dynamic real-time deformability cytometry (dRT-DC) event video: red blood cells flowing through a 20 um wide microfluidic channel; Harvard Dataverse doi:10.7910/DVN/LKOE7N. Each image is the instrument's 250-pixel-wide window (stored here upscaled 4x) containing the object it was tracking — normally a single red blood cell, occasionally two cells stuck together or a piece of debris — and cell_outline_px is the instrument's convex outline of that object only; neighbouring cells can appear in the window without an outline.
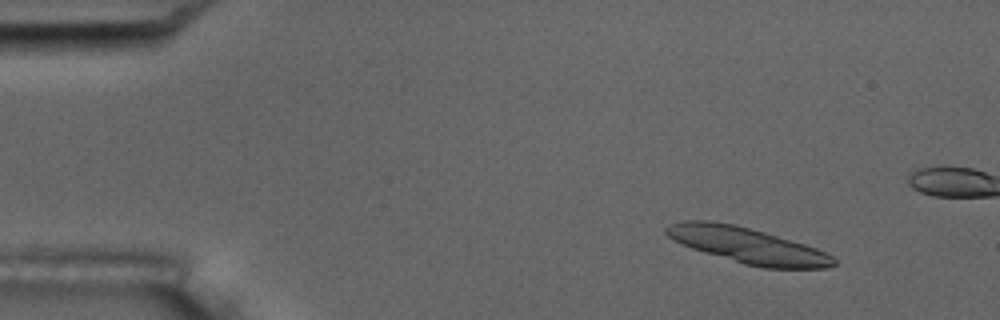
{"species": "common noctule bat (a hibernating species)", "species_latin": "Nyctalus noctula", "temperature_condition": "room temperature", "stored_images_in_passage": 6, "camera_frame_rate_fps": 3000, "um_per_image_px": 0.085, "animal": {"sex": "male", "body_mass_g": 17.5, "forearm_length_mm": 52.3}, "frame": {"image": 1, "passage_image": 2, "time_ms": 2.0, "image_size_px": [1000, 320], "cell_outline_px": [[836, 264], [824, 268], [764, 268], [744, 264], [692, 248], [668, 236], [664, 232], [664, 228], [668, 224], [684, 220], [708, 220], [732, 224], [764, 232], [804, 244], [816, 248], [832, 256], [836, 260]], "centroid_in_image_um": [63.52, 20.85], "position_along_channel_um": 21.5, "area_um2": 34.33}}